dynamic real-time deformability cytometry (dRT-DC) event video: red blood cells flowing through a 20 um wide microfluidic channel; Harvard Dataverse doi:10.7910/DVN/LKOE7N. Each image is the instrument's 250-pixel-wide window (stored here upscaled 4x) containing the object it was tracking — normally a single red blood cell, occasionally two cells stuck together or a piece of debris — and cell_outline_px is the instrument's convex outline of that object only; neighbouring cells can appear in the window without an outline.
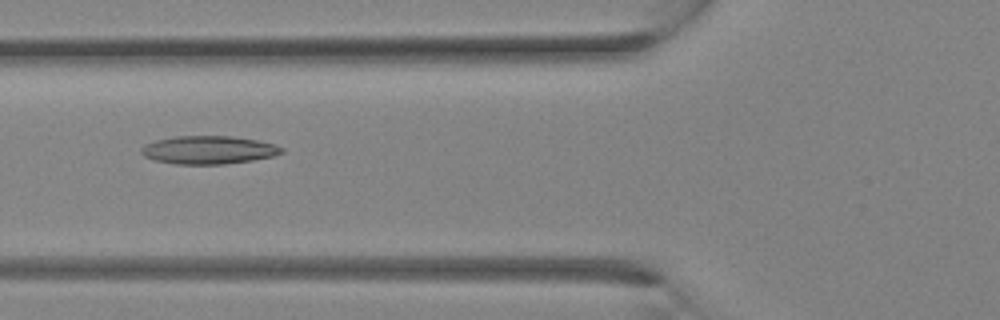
{"species": "Egyptian fruit bat (a non-hibernating species)", "species_latin": "Rousettus aegyptiacus", "temperature_condition": "room temperature", "stored_images_in_passage": 28, "camera_frame_rate_fps": 3000, "um_per_image_px": 0.085, "animal": {"sex": "female"}, "frame": {"image": 1, "passage_image": 8, "time_ms": 2.333, "image_size_px": [1000, 320], "cell_outline_px": [[284, 152], [272, 156], [252, 160], [224, 164], [176, 164], [152, 160], [144, 156], [140, 152], [140, 148], [144, 144], [156, 140], [176, 136], [232, 136], [256, 140], [276, 144], [284, 148]], "centroid_in_image_um": [17.7, 12.74], "position_along_channel_um": 108.1, "area_um2": 23.12}}
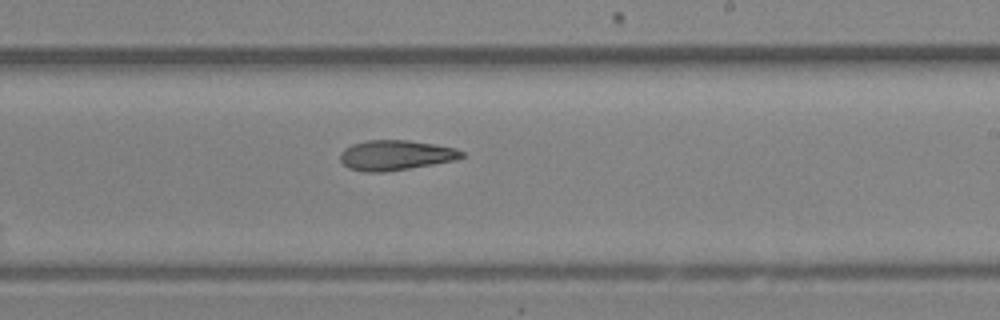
{"frame": {"image": 2, "passage_image": 15, "time_ms": 4.667, "image_size_px": [1000, 320], "cell_outline_px": [[464, 156], [456, 160], [384, 172], [364, 172], [348, 168], [340, 160], [340, 152], [344, 148], [352, 144], [368, 140], [408, 140], [456, 148], [464, 152]], "centroid_in_image_um": [33.6, 13.19], "position_along_channel_um": 255.4, "area_um2": 21.21}}
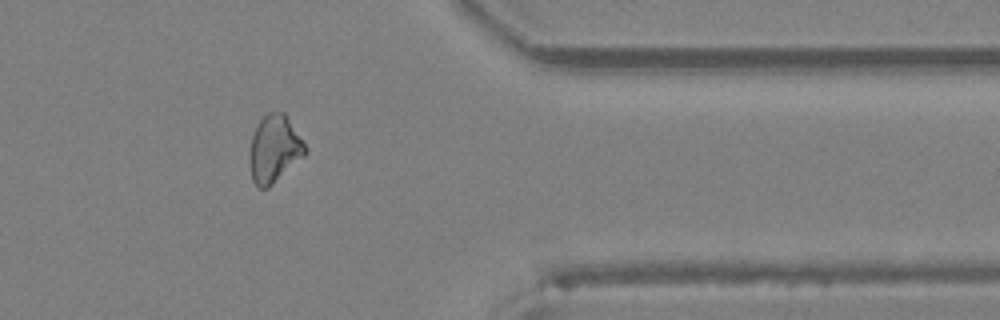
{"frame": {"image": 3, "passage_image": 22, "time_ms": 7.0, "image_size_px": [1000, 320], "cell_outline_px": [[304, 156], [268, 188], [260, 188], [252, 180], [252, 136], [260, 120], [268, 112], [284, 112], [304, 144]], "centroid_in_image_um": [23.33, 12.65], "position_along_channel_um": 388.1, "area_um2": 20.69}}